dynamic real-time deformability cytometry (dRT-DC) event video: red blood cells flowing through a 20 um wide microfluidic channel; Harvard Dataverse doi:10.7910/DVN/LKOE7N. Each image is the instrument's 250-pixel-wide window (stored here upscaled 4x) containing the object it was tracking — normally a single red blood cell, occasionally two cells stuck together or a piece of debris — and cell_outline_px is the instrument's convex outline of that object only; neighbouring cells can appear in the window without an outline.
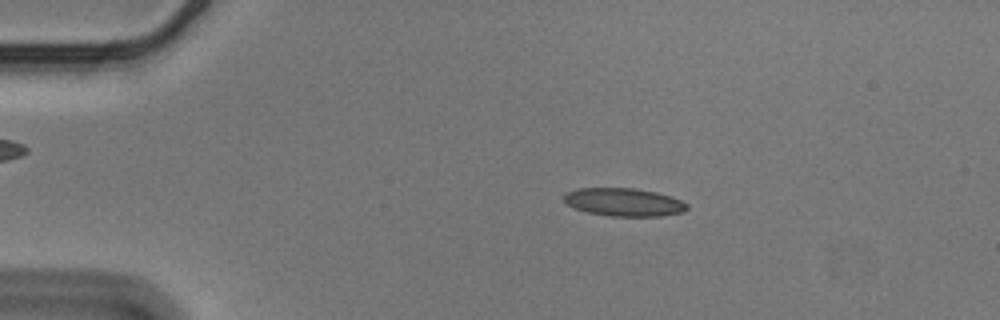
{"species": "Egyptian fruit bat (a non-hibernating species)", "species_latin": "Rousettus aegyptiacus", "temperature_condition": "cold", "stored_images_in_passage": 47, "camera_frame_rate_fps": 3000, "um_per_image_px": 0.085, "animal": {"sex": "male"}, "frame": {"image": 1, "passage_image": 2, "time_ms": 0.333, "image_size_px": [1000, 320], "cell_outline_px": [[688, 208], [684, 212], [660, 216], [608, 216], [588, 212], [576, 208], [568, 204], [564, 200], [564, 192], [576, 188], [636, 188], [656, 192], [672, 196], [688, 204]], "centroid_in_image_um": [53.04, 17.17], "position_along_channel_um": 32.0, "area_um2": 20.23}}
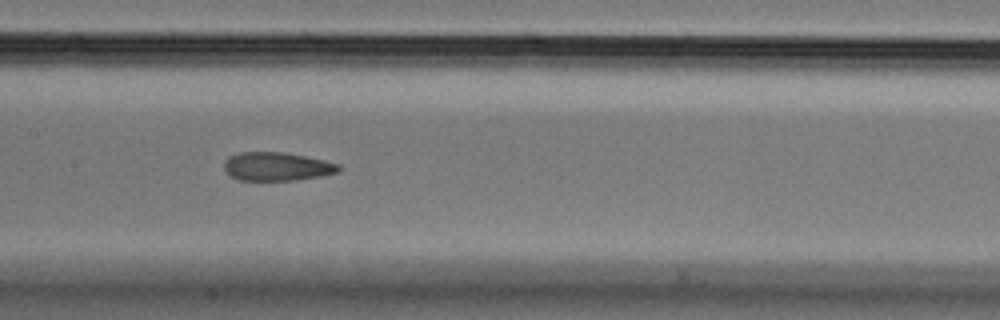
{"frame": {"image": 2, "passage_image": 19, "time_ms": 6.0, "image_size_px": [1000, 320], "cell_outline_px": [[340, 168], [336, 172], [320, 176], [296, 180], [240, 180], [232, 176], [224, 168], [224, 160], [228, 156], [240, 152], [284, 152], [324, 160], [340, 164]], "centroid_in_image_um": [23.51, 14.14], "position_along_channel_um": 183.9, "area_um2": 18.9}}
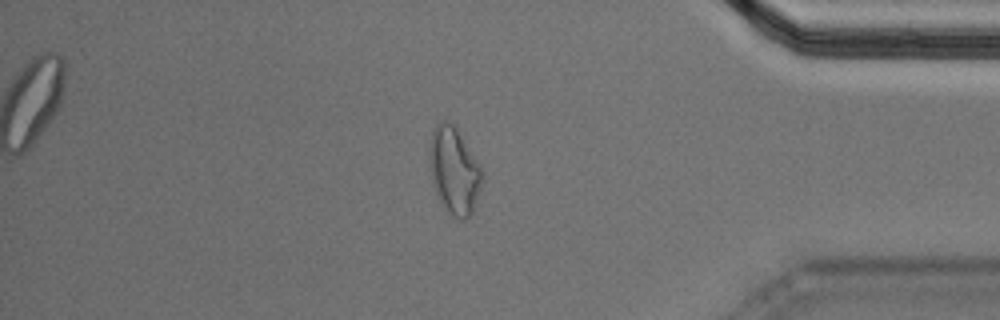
{"frame": {"image": 3, "passage_image": 39, "time_ms": 12.667, "image_size_px": [1000, 320], "cell_outline_px": [[484, 176], [472, 212], [464, 220], [460, 220], [452, 216], [444, 208], [432, 184], [428, 152], [428, 148], [432, 132], [436, 124], [440, 120], [448, 120], [456, 128], [484, 172]], "centroid_in_image_um": [38.58, 14.5], "position_along_channel_um": 396.6, "area_um2": 26.65}, "authors_computed_cell_mechanics": {"area_um2": 20.3456, "velocity_mm_per_s": 3.5821, "shape_relaxation_time_tau1_ms": null, "shape_relaxation_time_tau2_ms": 2.2348, "deformation_change_tau1": null, "deformation_change_tau2": 0.1058}}